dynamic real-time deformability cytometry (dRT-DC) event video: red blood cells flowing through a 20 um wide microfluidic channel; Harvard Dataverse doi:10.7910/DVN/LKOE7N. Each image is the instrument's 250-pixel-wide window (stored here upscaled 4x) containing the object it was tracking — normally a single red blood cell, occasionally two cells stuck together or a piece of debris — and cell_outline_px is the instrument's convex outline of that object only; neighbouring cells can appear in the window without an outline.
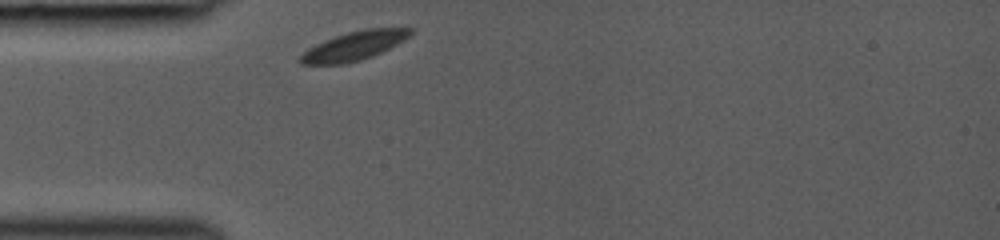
{"species": "common noctule bat (a hibernating species)", "species_latin": "Nyctalus noctula", "temperature_condition": "room temperature", "stored_images_in_passage": 27, "camera_frame_rate_fps": 3000, "um_per_image_px": 0.085, "animal": {"sex": "female", "body_mass_g": 19.0, "forearm_length_mm": 53.3}, "frame": {"image": 1, "passage_image": 1, "time_ms": 0.0, "image_size_px": [1000, 240], "cell_outline_px": [[412, 32], [408, 36], [396, 44], [372, 56], [360, 60], [344, 64], [300, 64], [300, 56], [304, 52], [316, 44], [324, 40], [348, 32], [368, 28], [412, 28]], "centroid_in_image_um": [30.07, 3.9], "position_along_channel_um": 54.9, "area_um2": 18.03}}
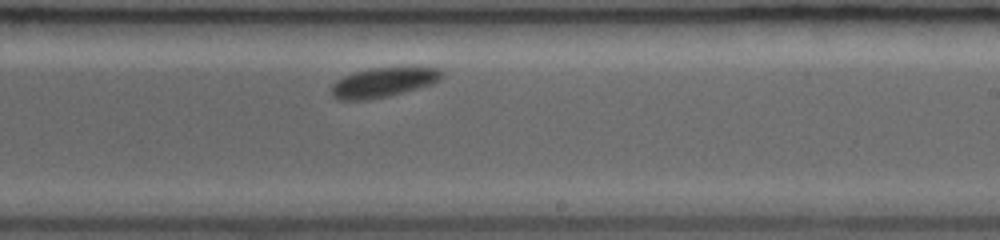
{"frame": {"image": 2, "passage_image": 16, "time_ms": 5.0, "image_size_px": [1000, 240], "cell_outline_px": [[444, 76], [440, 80], [432, 84], [420, 88], [388, 96], [368, 100], [336, 100], [332, 96], [332, 84], [336, 80], [344, 76], [368, 68], [440, 68], [444, 72]], "centroid_in_image_um": [32.58, 7.02], "position_along_channel_um": 256.4, "area_um2": 19.07}}
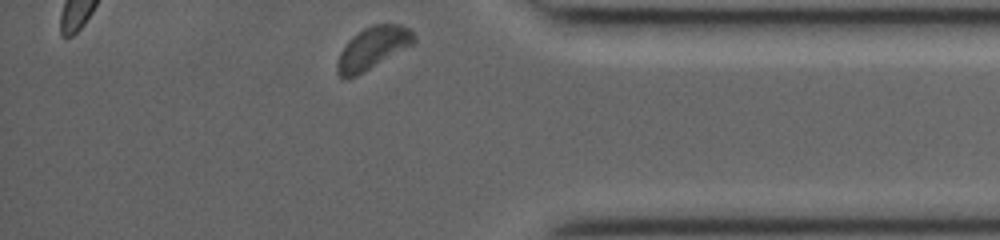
{"frame": {"image": 3, "passage_image": 27, "time_ms": 8.667, "image_size_px": [1000, 240], "cell_outline_px": [[416, 40], [412, 44], [364, 72], [348, 80], [340, 76], [336, 72], [336, 64], [340, 52], [348, 40], [352, 36], [364, 28], [372, 24], [400, 24], [408, 28], [416, 36]], "centroid_in_image_um": [31.64, 4.09], "position_along_channel_um": 403.6, "area_um2": 18.84}}